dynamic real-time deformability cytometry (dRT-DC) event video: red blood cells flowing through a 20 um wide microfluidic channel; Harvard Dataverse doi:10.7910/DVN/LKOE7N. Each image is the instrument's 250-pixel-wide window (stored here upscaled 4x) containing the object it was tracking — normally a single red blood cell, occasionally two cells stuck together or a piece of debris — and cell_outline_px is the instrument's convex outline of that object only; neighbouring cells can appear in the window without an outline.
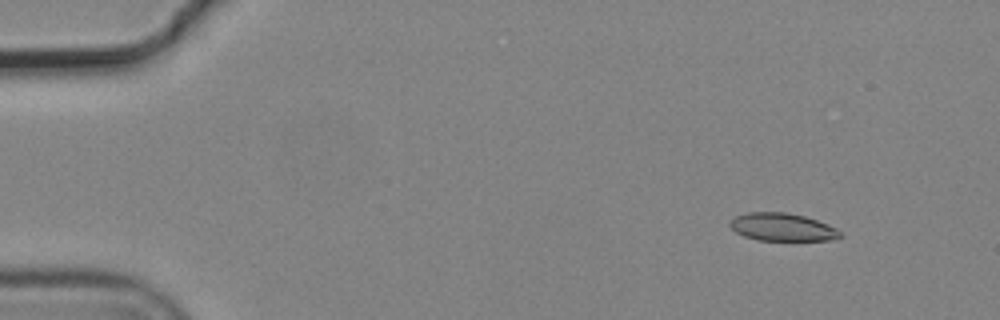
{"species": "common noctule bat (a hibernating species)", "species_latin": "Nyctalus noctula", "temperature_condition": "cold", "stored_images_in_passage": 4, "camera_frame_rate_fps": 3000, "um_per_image_px": 0.085, "animal": {"sex": "male", "body_mass_g": 19.2, "forearm_length_mm": 51.8}, "frame": {"image": 1, "passage_image": 1, "time_ms": 0.0, "image_size_px": [1000, 320], "cell_outline_px": [[840, 236], [832, 240], [756, 240], [744, 236], [736, 232], [728, 224], [728, 220], [736, 216], [748, 212], [788, 212], [804, 216], [828, 224], [836, 228], [840, 232]], "centroid_in_image_um": [66.45, 19.29], "position_along_channel_um": 18.6, "area_um2": 17.86}}
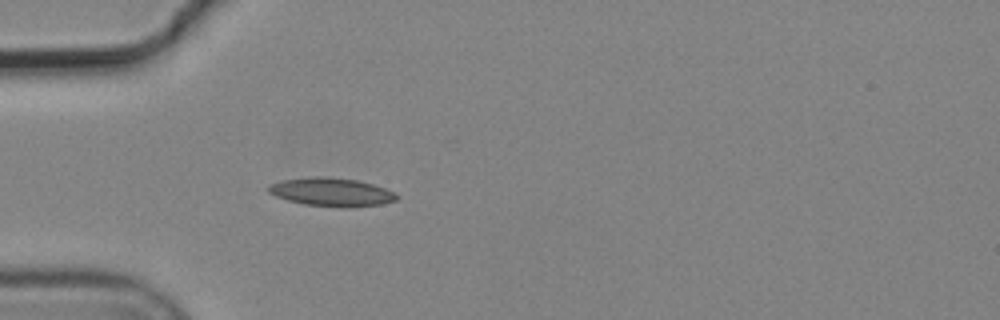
{"frame": {"image": 2, "passage_image": 4, "time_ms": 1.0, "image_size_px": [1000, 320], "cell_outline_px": [[400, 196], [396, 200], [380, 204], [348, 208], [304, 204], [288, 200], [276, 196], [268, 192], [264, 188], [268, 184], [280, 180], [312, 176], [320, 176], [356, 180], [372, 184], [396, 192]], "centroid_in_image_um": [28.14, 16.32], "position_along_channel_um": 56.9, "area_um2": 21.39}}